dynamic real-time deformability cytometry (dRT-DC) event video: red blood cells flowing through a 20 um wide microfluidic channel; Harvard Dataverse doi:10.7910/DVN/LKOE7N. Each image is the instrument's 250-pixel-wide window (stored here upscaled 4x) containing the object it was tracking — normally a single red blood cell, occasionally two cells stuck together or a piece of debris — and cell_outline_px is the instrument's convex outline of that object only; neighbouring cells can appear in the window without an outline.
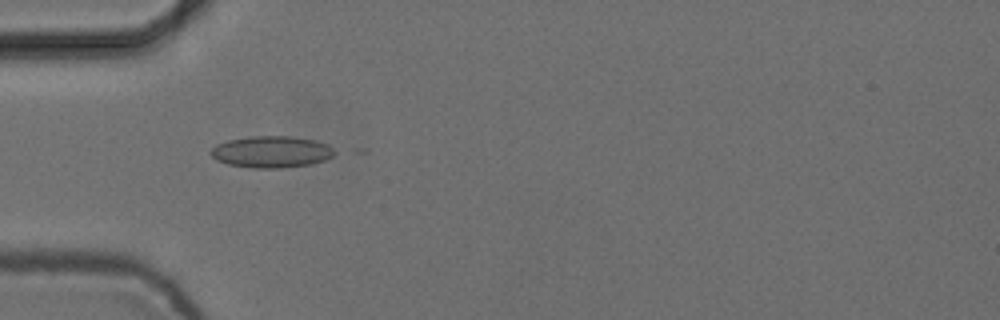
{"species": "common noctule bat (a hibernating species)", "species_latin": "Nyctalus noctula", "temperature_condition": "cold", "stored_images_in_passage": 4, "camera_frame_rate_fps": 3000, "um_per_image_px": 0.085, "animal": {"sex": "female", "body_mass_g": 24.6, "forearm_length_mm": 56.2}, "frame": {"image": 1, "passage_image": 3, "time_ms": 0.667, "image_size_px": [1000, 320], "cell_outline_px": [[340, 152], [324, 160], [308, 164], [280, 168], [252, 168], [228, 164], [216, 160], [208, 152], [216, 144], [228, 140], [252, 136], [292, 136], [316, 140], [328, 144], [336, 148]], "centroid_in_image_um": [23.1, 12.9], "position_along_channel_um": 61.9, "area_um2": 23.06}}
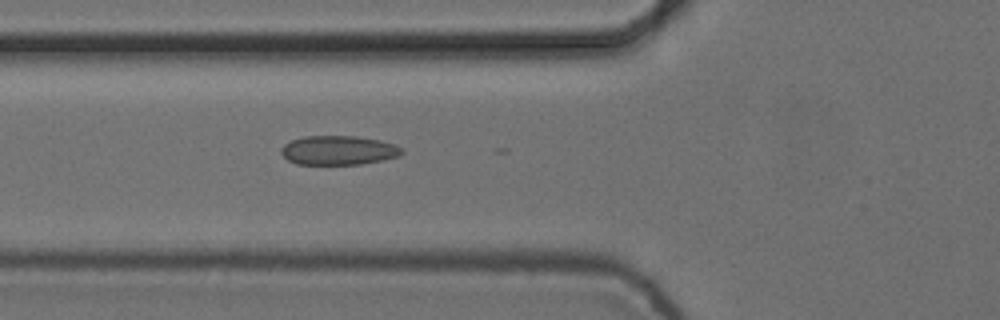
{"frame": {"image": 2, "passage_image": 4, "time_ms": 1.0, "image_size_px": [1000, 320], "cell_outline_px": [[404, 152], [400, 156], [360, 164], [296, 164], [288, 160], [280, 152], [280, 148], [284, 144], [292, 140], [304, 136], [356, 136], [380, 140], [392, 144], [400, 148]], "centroid_in_image_um": [28.73, 12.77], "position_along_channel_um": 97.1, "area_um2": 20.4}}